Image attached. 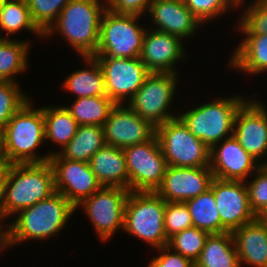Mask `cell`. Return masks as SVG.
<instances>
[{
    "instance_id": "b9f144b4",
    "label": "cell",
    "mask_w": 267,
    "mask_h": 267,
    "mask_svg": "<svg viewBox=\"0 0 267 267\" xmlns=\"http://www.w3.org/2000/svg\"><path fill=\"white\" fill-rule=\"evenodd\" d=\"M257 218L267 222V207L257 216Z\"/></svg>"
},
{
    "instance_id": "2e32d148",
    "label": "cell",
    "mask_w": 267,
    "mask_h": 267,
    "mask_svg": "<svg viewBox=\"0 0 267 267\" xmlns=\"http://www.w3.org/2000/svg\"><path fill=\"white\" fill-rule=\"evenodd\" d=\"M106 145L124 149L150 140L156 128L127 104H116L103 125Z\"/></svg>"
},
{
    "instance_id": "f35d334b",
    "label": "cell",
    "mask_w": 267,
    "mask_h": 267,
    "mask_svg": "<svg viewBox=\"0 0 267 267\" xmlns=\"http://www.w3.org/2000/svg\"><path fill=\"white\" fill-rule=\"evenodd\" d=\"M155 250L159 251L160 254L154 256L147 267H195L194 262L180 253L174 252L168 246Z\"/></svg>"
},
{
    "instance_id": "ac0fdd59",
    "label": "cell",
    "mask_w": 267,
    "mask_h": 267,
    "mask_svg": "<svg viewBox=\"0 0 267 267\" xmlns=\"http://www.w3.org/2000/svg\"><path fill=\"white\" fill-rule=\"evenodd\" d=\"M261 164L231 136L210 149V169L215 178L246 181Z\"/></svg>"
},
{
    "instance_id": "ba28073f",
    "label": "cell",
    "mask_w": 267,
    "mask_h": 267,
    "mask_svg": "<svg viewBox=\"0 0 267 267\" xmlns=\"http://www.w3.org/2000/svg\"><path fill=\"white\" fill-rule=\"evenodd\" d=\"M178 76L174 73L151 72L126 104L155 128L176 118L177 112L172 114L169 108L178 92Z\"/></svg>"
},
{
    "instance_id": "7c38bea8",
    "label": "cell",
    "mask_w": 267,
    "mask_h": 267,
    "mask_svg": "<svg viewBox=\"0 0 267 267\" xmlns=\"http://www.w3.org/2000/svg\"><path fill=\"white\" fill-rule=\"evenodd\" d=\"M94 57L103 72L107 96L115 104H126L151 73L139 57Z\"/></svg>"
},
{
    "instance_id": "74e56055",
    "label": "cell",
    "mask_w": 267,
    "mask_h": 267,
    "mask_svg": "<svg viewBox=\"0 0 267 267\" xmlns=\"http://www.w3.org/2000/svg\"><path fill=\"white\" fill-rule=\"evenodd\" d=\"M245 184L250 208L258 216L267 207V165H261Z\"/></svg>"
},
{
    "instance_id": "6da1fadb",
    "label": "cell",
    "mask_w": 267,
    "mask_h": 267,
    "mask_svg": "<svg viewBox=\"0 0 267 267\" xmlns=\"http://www.w3.org/2000/svg\"><path fill=\"white\" fill-rule=\"evenodd\" d=\"M75 211L76 208L59 192L21 210L15 215V221L11 220L0 234V251L24 241H45L58 236Z\"/></svg>"
},
{
    "instance_id": "e0dca14e",
    "label": "cell",
    "mask_w": 267,
    "mask_h": 267,
    "mask_svg": "<svg viewBox=\"0 0 267 267\" xmlns=\"http://www.w3.org/2000/svg\"><path fill=\"white\" fill-rule=\"evenodd\" d=\"M184 43L175 35L147 29L139 58L150 72L179 74L176 65L188 56Z\"/></svg>"
},
{
    "instance_id": "f1b7e54d",
    "label": "cell",
    "mask_w": 267,
    "mask_h": 267,
    "mask_svg": "<svg viewBox=\"0 0 267 267\" xmlns=\"http://www.w3.org/2000/svg\"><path fill=\"white\" fill-rule=\"evenodd\" d=\"M185 203L189 209L193 227L209 234L228 232L221 224L213 191L210 188L199 196L185 201Z\"/></svg>"
},
{
    "instance_id": "836d02e7",
    "label": "cell",
    "mask_w": 267,
    "mask_h": 267,
    "mask_svg": "<svg viewBox=\"0 0 267 267\" xmlns=\"http://www.w3.org/2000/svg\"><path fill=\"white\" fill-rule=\"evenodd\" d=\"M29 100V95L27 96L19 88L18 82L4 81L0 83V131Z\"/></svg>"
},
{
    "instance_id": "f6af8a7d",
    "label": "cell",
    "mask_w": 267,
    "mask_h": 267,
    "mask_svg": "<svg viewBox=\"0 0 267 267\" xmlns=\"http://www.w3.org/2000/svg\"><path fill=\"white\" fill-rule=\"evenodd\" d=\"M5 80L0 76V83H3Z\"/></svg>"
},
{
    "instance_id": "8d00e7d4",
    "label": "cell",
    "mask_w": 267,
    "mask_h": 267,
    "mask_svg": "<svg viewBox=\"0 0 267 267\" xmlns=\"http://www.w3.org/2000/svg\"><path fill=\"white\" fill-rule=\"evenodd\" d=\"M193 227L192 218L185 202H166L164 228L167 239Z\"/></svg>"
},
{
    "instance_id": "603a6c76",
    "label": "cell",
    "mask_w": 267,
    "mask_h": 267,
    "mask_svg": "<svg viewBox=\"0 0 267 267\" xmlns=\"http://www.w3.org/2000/svg\"><path fill=\"white\" fill-rule=\"evenodd\" d=\"M243 37L229 57L228 67L251 76L267 72V35L243 34Z\"/></svg>"
},
{
    "instance_id": "5bb4252c",
    "label": "cell",
    "mask_w": 267,
    "mask_h": 267,
    "mask_svg": "<svg viewBox=\"0 0 267 267\" xmlns=\"http://www.w3.org/2000/svg\"><path fill=\"white\" fill-rule=\"evenodd\" d=\"M49 162L54 171L55 191L61 193L75 208L98 191V182L89 163L51 155Z\"/></svg>"
},
{
    "instance_id": "cb8c5ba5",
    "label": "cell",
    "mask_w": 267,
    "mask_h": 267,
    "mask_svg": "<svg viewBox=\"0 0 267 267\" xmlns=\"http://www.w3.org/2000/svg\"><path fill=\"white\" fill-rule=\"evenodd\" d=\"M82 59L85 68H79L65 77L66 79L62 82L64 90L76 95L75 99L107 95L104 75L96 58L82 56Z\"/></svg>"
},
{
    "instance_id": "9c48e42d",
    "label": "cell",
    "mask_w": 267,
    "mask_h": 267,
    "mask_svg": "<svg viewBox=\"0 0 267 267\" xmlns=\"http://www.w3.org/2000/svg\"><path fill=\"white\" fill-rule=\"evenodd\" d=\"M156 135L168 166L209 167L210 149L178 118L156 127Z\"/></svg>"
},
{
    "instance_id": "277c9868",
    "label": "cell",
    "mask_w": 267,
    "mask_h": 267,
    "mask_svg": "<svg viewBox=\"0 0 267 267\" xmlns=\"http://www.w3.org/2000/svg\"><path fill=\"white\" fill-rule=\"evenodd\" d=\"M55 191L51 163L8 164L3 220L15 217L21 210L49 198Z\"/></svg>"
},
{
    "instance_id": "d6a6232c",
    "label": "cell",
    "mask_w": 267,
    "mask_h": 267,
    "mask_svg": "<svg viewBox=\"0 0 267 267\" xmlns=\"http://www.w3.org/2000/svg\"><path fill=\"white\" fill-rule=\"evenodd\" d=\"M235 27L240 34L267 35V0H252L247 3L246 9ZM238 27V28H237Z\"/></svg>"
},
{
    "instance_id": "f546056e",
    "label": "cell",
    "mask_w": 267,
    "mask_h": 267,
    "mask_svg": "<svg viewBox=\"0 0 267 267\" xmlns=\"http://www.w3.org/2000/svg\"><path fill=\"white\" fill-rule=\"evenodd\" d=\"M72 105H63L78 125L103 126L116 105L107 95L74 99Z\"/></svg>"
},
{
    "instance_id": "ffe728a7",
    "label": "cell",
    "mask_w": 267,
    "mask_h": 267,
    "mask_svg": "<svg viewBox=\"0 0 267 267\" xmlns=\"http://www.w3.org/2000/svg\"><path fill=\"white\" fill-rule=\"evenodd\" d=\"M147 14L155 27L153 30L175 35L183 41L203 27L184 0H153Z\"/></svg>"
},
{
    "instance_id": "484cf974",
    "label": "cell",
    "mask_w": 267,
    "mask_h": 267,
    "mask_svg": "<svg viewBox=\"0 0 267 267\" xmlns=\"http://www.w3.org/2000/svg\"><path fill=\"white\" fill-rule=\"evenodd\" d=\"M104 145L103 126L79 125L75 136L68 144L61 151H52V155L58 153L62 158L88 163Z\"/></svg>"
},
{
    "instance_id": "d590c367",
    "label": "cell",
    "mask_w": 267,
    "mask_h": 267,
    "mask_svg": "<svg viewBox=\"0 0 267 267\" xmlns=\"http://www.w3.org/2000/svg\"><path fill=\"white\" fill-rule=\"evenodd\" d=\"M70 0H26L33 22L45 33Z\"/></svg>"
},
{
    "instance_id": "4316f807",
    "label": "cell",
    "mask_w": 267,
    "mask_h": 267,
    "mask_svg": "<svg viewBox=\"0 0 267 267\" xmlns=\"http://www.w3.org/2000/svg\"><path fill=\"white\" fill-rule=\"evenodd\" d=\"M29 41L0 38V76L5 81L17 82L16 76L28 70Z\"/></svg>"
},
{
    "instance_id": "7bdbcfd3",
    "label": "cell",
    "mask_w": 267,
    "mask_h": 267,
    "mask_svg": "<svg viewBox=\"0 0 267 267\" xmlns=\"http://www.w3.org/2000/svg\"><path fill=\"white\" fill-rule=\"evenodd\" d=\"M7 0H0V15H1V12L3 10V7H4V4Z\"/></svg>"
},
{
    "instance_id": "4dcf8cb0",
    "label": "cell",
    "mask_w": 267,
    "mask_h": 267,
    "mask_svg": "<svg viewBox=\"0 0 267 267\" xmlns=\"http://www.w3.org/2000/svg\"><path fill=\"white\" fill-rule=\"evenodd\" d=\"M0 38H12V35L21 30H27L37 35L39 39L44 38V33L33 22L26 0H7L0 15ZM9 35L11 37H9Z\"/></svg>"
},
{
    "instance_id": "ab89813d",
    "label": "cell",
    "mask_w": 267,
    "mask_h": 267,
    "mask_svg": "<svg viewBox=\"0 0 267 267\" xmlns=\"http://www.w3.org/2000/svg\"><path fill=\"white\" fill-rule=\"evenodd\" d=\"M153 0H105L106 9L119 14L143 16Z\"/></svg>"
},
{
    "instance_id": "52a82bcc",
    "label": "cell",
    "mask_w": 267,
    "mask_h": 267,
    "mask_svg": "<svg viewBox=\"0 0 267 267\" xmlns=\"http://www.w3.org/2000/svg\"><path fill=\"white\" fill-rule=\"evenodd\" d=\"M141 16L119 14L108 9L102 15L97 51L94 56L137 58L147 29L139 24Z\"/></svg>"
},
{
    "instance_id": "e575fe53",
    "label": "cell",
    "mask_w": 267,
    "mask_h": 267,
    "mask_svg": "<svg viewBox=\"0 0 267 267\" xmlns=\"http://www.w3.org/2000/svg\"><path fill=\"white\" fill-rule=\"evenodd\" d=\"M239 0H184L191 13L204 25L238 8Z\"/></svg>"
},
{
    "instance_id": "8992f818",
    "label": "cell",
    "mask_w": 267,
    "mask_h": 267,
    "mask_svg": "<svg viewBox=\"0 0 267 267\" xmlns=\"http://www.w3.org/2000/svg\"><path fill=\"white\" fill-rule=\"evenodd\" d=\"M165 206L166 201L157 192L130 191L125 205L123 231L142 240L151 248L167 246Z\"/></svg>"
},
{
    "instance_id": "d6986e66",
    "label": "cell",
    "mask_w": 267,
    "mask_h": 267,
    "mask_svg": "<svg viewBox=\"0 0 267 267\" xmlns=\"http://www.w3.org/2000/svg\"><path fill=\"white\" fill-rule=\"evenodd\" d=\"M213 178L210 167L168 166L156 192L166 202H185L206 192Z\"/></svg>"
},
{
    "instance_id": "7a4b0ae2",
    "label": "cell",
    "mask_w": 267,
    "mask_h": 267,
    "mask_svg": "<svg viewBox=\"0 0 267 267\" xmlns=\"http://www.w3.org/2000/svg\"><path fill=\"white\" fill-rule=\"evenodd\" d=\"M32 99L25 103L0 131L1 158L8 164L45 163L52 152L38 153L45 141L43 106L34 108ZM40 154V155H39Z\"/></svg>"
},
{
    "instance_id": "7402d4cb",
    "label": "cell",
    "mask_w": 267,
    "mask_h": 267,
    "mask_svg": "<svg viewBox=\"0 0 267 267\" xmlns=\"http://www.w3.org/2000/svg\"><path fill=\"white\" fill-rule=\"evenodd\" d=\"M88 163L102 186L129 190V175L123 149L105 144Z\"/></svg>"
},
{
    "instance_id": "4fadbf2b",
    "label": "cell",
    "mask_w": 267,
    "mask_h": 267,
    "mask_svg": "<svg viewBox=\"0 0 267 267\" xmlns=\"http://www.w3.org/2000/svg\"><path fill=\"white\" fill-rule=\"evenodd\" d=\"M257 99L249 96L236 112L233 136L255 160L267 165V106Z\"/></svg>"
},
{
    "instance_id": "83f0119b",
    "label": "cell",
    "mask_w": 267,
    "mask_h": 267,
    "mask_svg": "<svg viewBox=\"0 0 267 267\" xmlns=\"http://www.w3.org/2000/svg\"><path fill=\"white\" fill-rule=\"evenodd\" d=\"M45 141H51L61 151L75 136L78 124L64 106H43Z\"/></svg>"
},
{
    "instance_id": "30bf717a",
    "label": "cell",
    "mask_w": 267,
    "mask_h": 267,
    "mask_svg": "<svg viewBox=\"0 0 267 267\" xmlns=\"http://www.w3.org/2000/svg\"><path fill=\"white\" fill-rule=\"evenodd\" d=\"M129 175V191L156 192L168 167L158 137L123 149Z\"/></svg>"
},
{
    "instance_id": "3957f363",
    "label": "cell",
    "mask_w": 267,
    "mask_h": 267,
    "mask_svg": "<svg viewBox=\"0 0 267 267\" xmlns=\"http://www.w3.org/2000/svg\"><path fill=\"white\" fill-rule=\"evenodd\" d=\"M105 10V0H70L57 20L44 33V39L59 32L79 57L94 56Z\"/></svg>"
},
{
    "instance_id": "60d3db41",
    "label": "cell",
    "mask_w": 267,
    "mask_h": 267,
    "mask_svg": "<svg viewBox=\"0 0 267 267\" xmlns=\"http://www.w3.org/2000/svg\"><path fill=\"white\" fill-rule=\"evenodd\" d=\"M8 163H6L2 158L0 159V234L4 231L6 223L3 221V204H4V191H5V181L7 174Z\"/></svg>"
},
{
    "instance_id": "1f68e13d",
    "label": "cell",
    "mask_w": 267,
    "mask_h": 267,
    "mask_svg": "<svg viewBox=\"0 0 267 267\" xmlns=\"http://www.w3.org/2000/svg\"><path fill=\"white\" fill-rule=\"evenodd\" d=\"M208 235L209 233L204 230L191 227L170 237L167 246L195 263L202 252Z\"/></svg>"
},
{
    "instance_id": "ee69618b",
    "label": "cell",
    "mask_w": 267,
    "mask_h": 267,
    "mask_svg": "<svg viewBox=\"0 0 267 267\" xmlns=\"http://www.w3.org/2000/svg\"><path fill=\"white\" fill-rule=\"evenodd\" d=\"M245 1H246V0H239V1H238V7H239L240 9H241V8L243 9V7H244L243 5L245 4V3H244ZM241 5H242V7H241Z\"/></svg>"
},
{
    "instance_id": "44dd1931",
    "label": "cell",
    "mask_w": 267,
    "mask_h": 267,
    "mask_svg": "<svg viewBox=\"0 0 267 267\" xmlns=\"http://www.w3.org/2000/svg\"><path fill=\"white\" fill-rule=\"evenodd\" d=\"M240 267H267V222L258 218L232 232Z\"/></svg>"
},
{
    "instance_id": "8fae6325",
    "label": "cell",
    "mask_w": 267,
    "mask_h": 267,
    "mask_svg": "<svg viewBox=\"0 0 267 267\" xmlns=\"http://www.w3.org/2000/svg\"><path fill=\"white\" fill-rule=\"evenodd\" d=\"M129 190L121 187H104L76 206L84 210L96 234L103 242L112 239L118 230L123 231L125 205Z\"/></svg>"
},
{
    "instance_id": "5b68a950",
    "label": "cell",
    "mask_w": 267,
    "mask_h": 267,
    "mask_svg": "<svg viewBox=\"0 0 267 267\" xmlns=\"http://www.w3.org/2000/svg\"><path fill=\"white\" fill-rule=\"evenodd\" d=\"M248 98L242 95L220 97L177 114L190 132L209 149L223 139L233 136L234 119L240 106Z\"/></svg>"
},
{
    "instance_id": "9a60e30c",
    "label": "cell",
    "mask_w": 267,
    "mask_h": 267,
    "mask_svg": "<svg viewBox=\"0 0 267 267\" xmlns=\"http://www.w3.org/2000/svg\"><path fill=\"white\" fill-rule=\"evenodd\" d=\"M210 189L221 218L222 226L233 232L257 218L250 208L248 191L244 181L213 178Z\"/></svg>"
},
{
    "instance_id": "d4e9b609",
    "label": "cell",
    "mask_w": 267,
    "mask_h": 267,
    "mask_svg": "<svg viewBox=\"0 0 267 267\" xmlns=\"http://www.w3.org/2000/svg\"><path fill=\"white\" fill-rule=\"evenodd\" d=\"M195 267H240L232 232L209 234Z\"/></svg>"
}]
</instances>
